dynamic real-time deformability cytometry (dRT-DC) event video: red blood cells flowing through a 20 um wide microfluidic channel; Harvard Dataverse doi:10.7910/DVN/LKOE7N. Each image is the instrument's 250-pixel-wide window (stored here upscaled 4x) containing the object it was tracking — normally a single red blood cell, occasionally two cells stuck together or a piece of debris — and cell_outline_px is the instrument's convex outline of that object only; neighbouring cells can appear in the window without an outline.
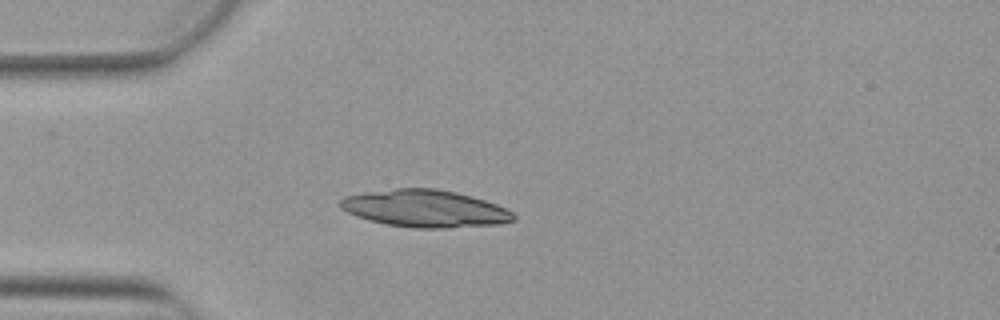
{"species": "Egyptian fruit bat (a non-hibernating species)", "species_latin": "Rousettus aegyptiacus", "temperature_condition": "warm", "stored_images_in_passage": 3, "camera_frame_rate_fps": 3000, "um_per_image_px": 0.085, "animal": {"sex": "female"}, "frame": {"image": 1, "passage_image": 3, "time_ms": 0.667, "image_size_px": [1000, 320], "cell_outline_px": [[516, 220], [500, 224], [448, 228], [412, 228], [384, 224], [368, 220], [356, 216], [340, 208], [340, 200], [344, 196], [364, 192], [396, 188], [436, 188], [456, 192], [472, 196], [496, 204], [512, 212], [516, 216]], "centroid_in_image_um": [36.12, 17.73], "position_along_channel_um": 48.9, "area_um2": 37.86}}